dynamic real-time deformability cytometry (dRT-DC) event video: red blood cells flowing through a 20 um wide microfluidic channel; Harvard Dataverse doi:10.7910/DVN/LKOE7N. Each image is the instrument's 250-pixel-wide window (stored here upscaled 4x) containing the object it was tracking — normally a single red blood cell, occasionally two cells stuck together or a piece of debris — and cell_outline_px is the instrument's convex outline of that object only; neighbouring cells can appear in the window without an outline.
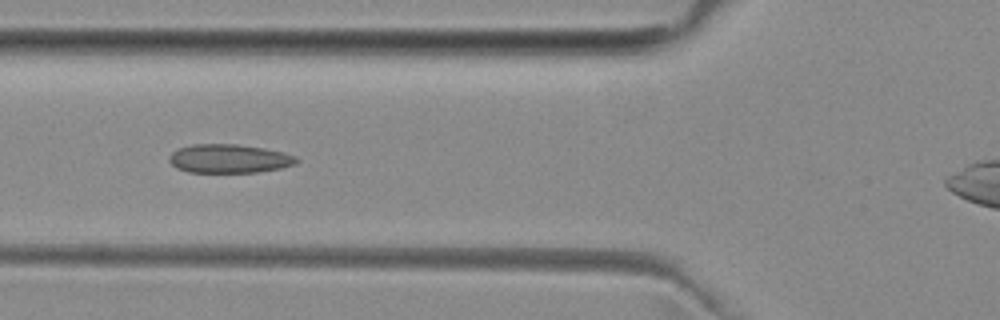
{"species": "common noctule bat (a hibernating species)", "species_latin": "Nyctalus noctula", "temperature_condition": "room temperature", "stored_images_in_passage": 7, "camera_frame_rate_fps": 3000, "um_per_image_px": 0.085, "animal": {"sex": "female", "body_mass_g": 29.2, "forearm_length_mm": 56.3}, "frame": {"image": 1, "passage_image": 4, "time_ms": 3.333, "image_size_px": [1000, 320], "cell_outline_px": [[300, 160], [296, 164], [280, 168], [256, 172], [188, 172], [176, 168], [168, 160], [168, 156], [176, 148], [192, 144], [236, 144], [264, 148], [284, 152], [296, 156]], "centroid_in_image_um": [19.46, 13.47], "position_along_channel_um": 106.3, "area_um2": 21.5}}
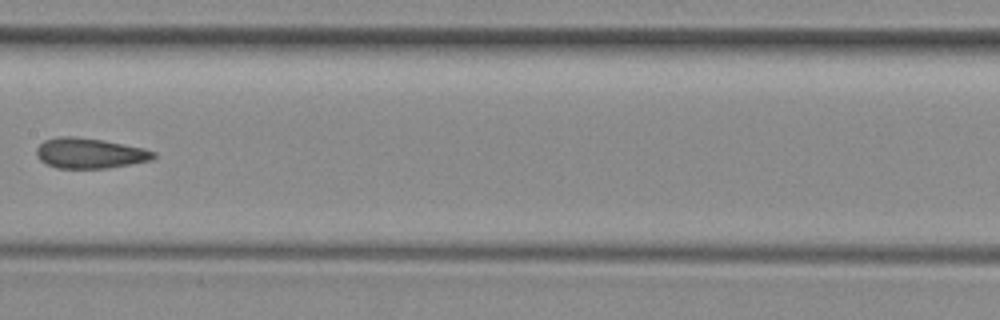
{"frame": {"image": 2, "passage_image": 6, "time_ms": 5.667, "image_size_px": [1000, 320], "cell_outline_px": [[156, 156], [152, 160], [108, 168], [56, 168], [40, 160], [36, 156], [36, 148], [44, 140], [60, 136], [72, 136], [104, 140], [144, 148], [156, 152]], "centroid_in_image_um": [7.63, 13.02], "position_along_channel_um": 199.8, "area_um2": 20.75}}
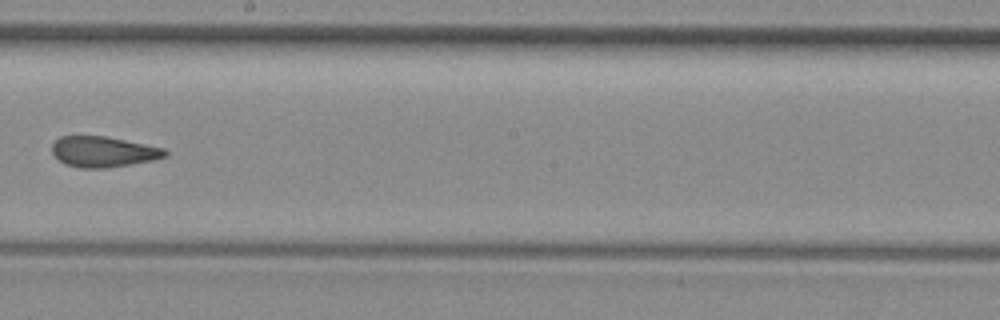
{"frame": {"image": 3, "passage_image": 7, "time_ms": 6.667, "image_size_px": [1000, 320], "cell_outline_px": [[168, 156], [152, 160], [132, 164], [108, 168], [80, 168], [68, 164], [60, 160], [52, 152], [52, 144], [60, 136], [104, 136], [164, 148], [168, 152]], "centroid_in_image_um": [8.8, 12.9], "position_along_channel_um": 239.4, "area_um2": 20.0}}